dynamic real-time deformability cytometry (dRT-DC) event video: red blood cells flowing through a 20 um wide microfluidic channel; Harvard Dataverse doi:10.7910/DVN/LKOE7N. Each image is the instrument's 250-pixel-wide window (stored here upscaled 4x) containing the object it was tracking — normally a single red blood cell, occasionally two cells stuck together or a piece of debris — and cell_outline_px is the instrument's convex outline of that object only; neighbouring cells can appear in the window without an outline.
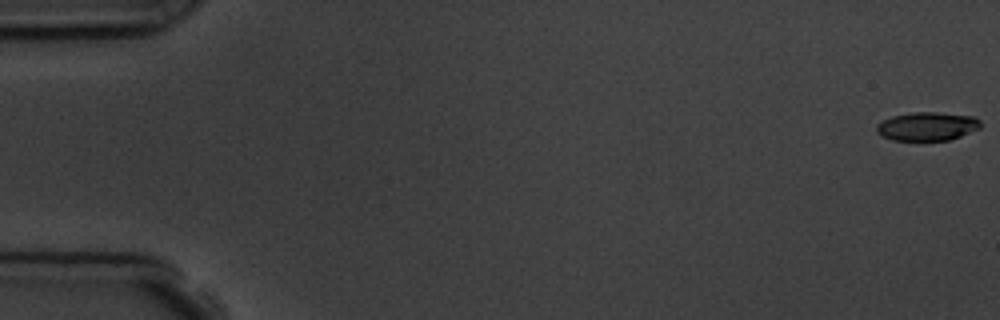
{"species": "common noctule bat (a hibernating species)", "species_latin": "Nyctalus noctula", "temperature_condition": "room temperature", "stored_images_in_passage": 10, "camera_frame_rate_fps": 3000, "um_per_image_px": 0.085, "animal": {"sex": "male", "body_mass_g": 19.5, "forearm_length_mm": 54.6}, "frame": {"image": 1, "passage_image": 1, "time_ms": 0.0, "image_size_px": [1000, 320], "cell_outline_px": [[980, 128], [960, 136], [948, 140], [892, 140], [876, 132], [876, 124], [892, 116], [912, 112], [936, 112], [976, 116], [980, 120]], "centroid_in_image_um": [78.82, 10.73], "position_along_channel_um": 6.2, "area_um2": 17.28}}
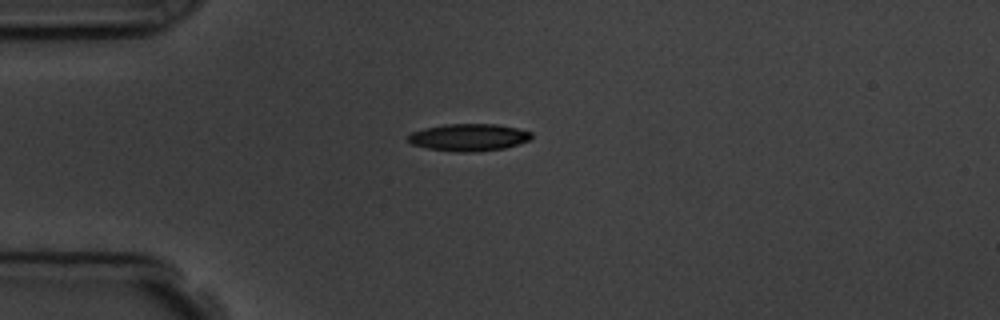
{"frame": {"image": 2, "passage_image": 5, "time_ms": 4.667, "image_size_px": [1000, 320], "cell_outline_px": [[532, 136], [528, 140], [504, 148], [476, 152], [456, 152], [428, 148], [412, 144], [408, 140], [408, 136], [412, 132], [424, 128], [444, 124], [496, 124], [516, 128], [532, 132]], "centroid_in_image_um": [39.83, 11.67], "position_along_channel_um": 45.2, "area_um2": 19.42}}
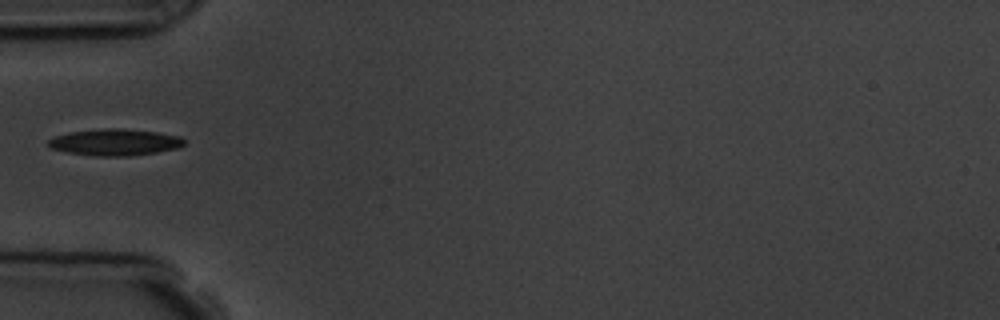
{"frame": {"image": 3, "passage_image": 6, "time_ms": 6.0, "image_size_px": [1000, 320], "cell_outline_px": [[184, 144], [176, 148], [156, 152], [128, 156], [96, 156], [68, 152], [48, 148], [48, 140], [56, 136], [68, 132], [100, 128], [116, 128], [156, 132], [180, 136], [184, 140]], "centroid_in_image_um": [9.72, 12.08], "position_along_channel_um": 75.3, "area_um2": 20.92}}